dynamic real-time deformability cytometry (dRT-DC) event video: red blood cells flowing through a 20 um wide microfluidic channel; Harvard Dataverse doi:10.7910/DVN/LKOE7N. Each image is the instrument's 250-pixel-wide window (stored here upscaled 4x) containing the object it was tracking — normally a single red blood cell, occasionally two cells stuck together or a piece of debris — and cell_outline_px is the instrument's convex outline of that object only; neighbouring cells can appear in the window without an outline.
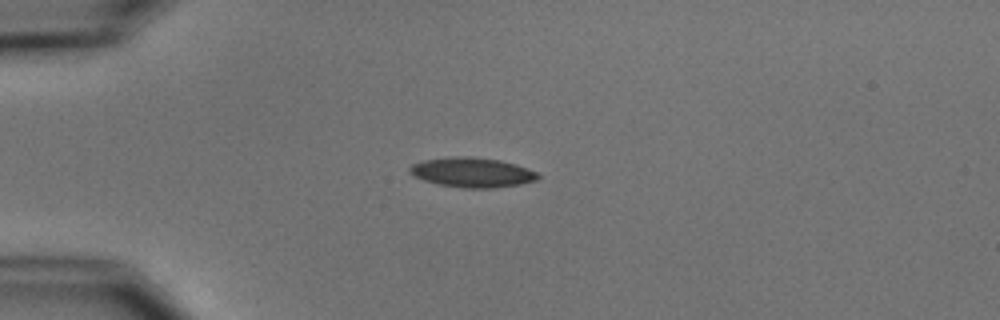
{"species": "common noctule bat (a hibernating species)", "species_latin": "Nyctalus noctula", "temperature_condition": "cold", "stored_images_in_passage": 3, "camera_frame_rate_fps": 3000, "um_per_image_px": 0.085, "animal": {"sex": "male", "body_mass_g": 15.6}, "frame": {"image": 1, "passage_image": 1, "time_ms": 0.0, "image_size_px": [1000, 320], "cell_outline_px": [[540, 176], [536, 180], [520, 184], [492, 188], [460, 188], [436, 184], [412, 176], [408, 172], [408, 168], [412, 164], [420, 160], [452, 156], [472, 156], [500, 160], [516, 164], [528, 168], [536, 172]], "centroid_in_image_um": [40.07, 14.65], "position_along_channel_um": 44.9, "area_um2": 22.6}}